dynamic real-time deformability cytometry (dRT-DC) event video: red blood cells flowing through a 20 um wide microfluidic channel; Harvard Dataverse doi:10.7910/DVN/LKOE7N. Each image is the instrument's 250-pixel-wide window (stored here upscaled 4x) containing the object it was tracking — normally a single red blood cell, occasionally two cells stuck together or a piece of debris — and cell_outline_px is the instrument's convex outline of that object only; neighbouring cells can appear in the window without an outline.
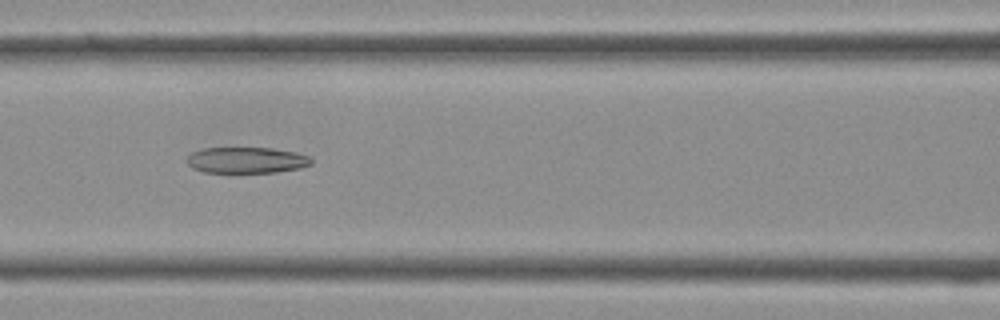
{"species": "Egyptian fruit bat (a non-hibernating species)", "species_latin": "Rousettus aegyptiacus", "temperature_condition": "cold", "stored_images_in_passage": 40, "camera_frame_rate_fps": 3000, "um_per_image_px": 0.085, "frame": {"image": 1, "passage_image": 17, "time_ms": 5.333, "image_size_px": [1000, 320], "cell_outline_px": [[312, 164], [300, 168], [276, 172], [204, 172], [192, 168], [188, 164], [188, 156], [192, 152], [204, 148], [272, 148], [296, 152], [308, 156], [312, 160]], "centroid_in_image_um": [20.97, 13.61], "position_along_channel_um": 145.6, "area_um2": 18.79}}
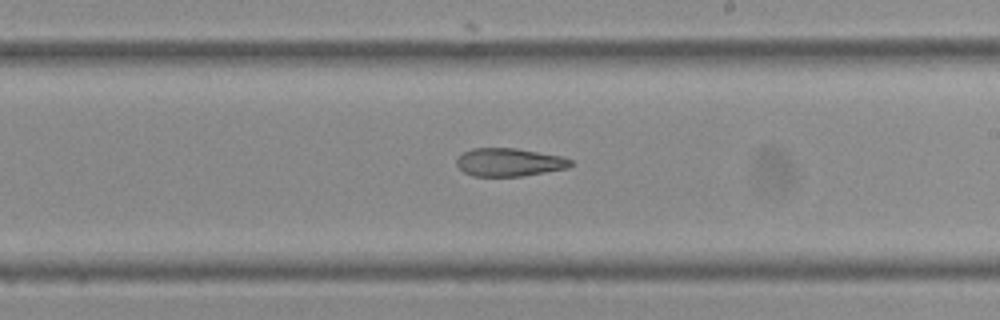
{"frame": {"image": 2, "passage_image": 23, "time_ms": 7.333, "image_size_px": [1000, 320], "cell_outline_px": [[572, 164], [568, 168], [524, 176], [472, 176], [464, 172], [456, 164], [456, 160], [464, 152], [472, 148], [516, 148], [564, 156], [572, 160]], "centroid_in_image_um": [43.31, 13.79], "position_along_channel_um": 245.7, "area_um2": 18.79}}
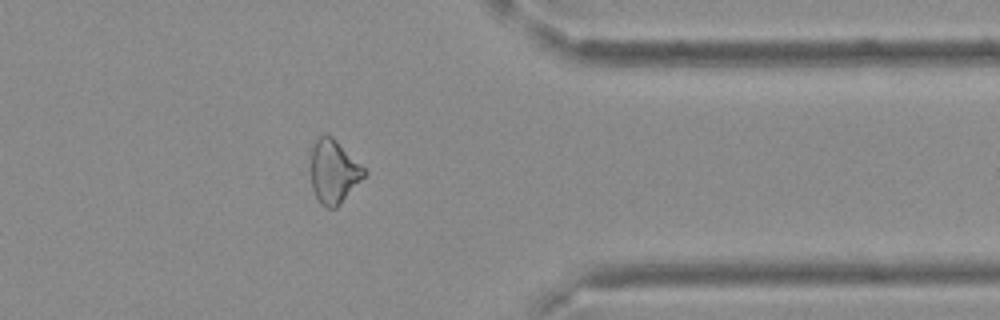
{"frame": {"image": 3, "passage_image": 32, "time_ms": 10.333, "image_size_px": [1000, 320], "cell_outline_px": [[368, 172], [336, 208], [328, 208], [320, 204], [312, 188], [312, 148], [316, 140], [324, 132], [328, 132]], "centroid_in_image_um": [28.36, 14.57], "position_along_channel_um": 383.0, "area_um2": 19.42}}